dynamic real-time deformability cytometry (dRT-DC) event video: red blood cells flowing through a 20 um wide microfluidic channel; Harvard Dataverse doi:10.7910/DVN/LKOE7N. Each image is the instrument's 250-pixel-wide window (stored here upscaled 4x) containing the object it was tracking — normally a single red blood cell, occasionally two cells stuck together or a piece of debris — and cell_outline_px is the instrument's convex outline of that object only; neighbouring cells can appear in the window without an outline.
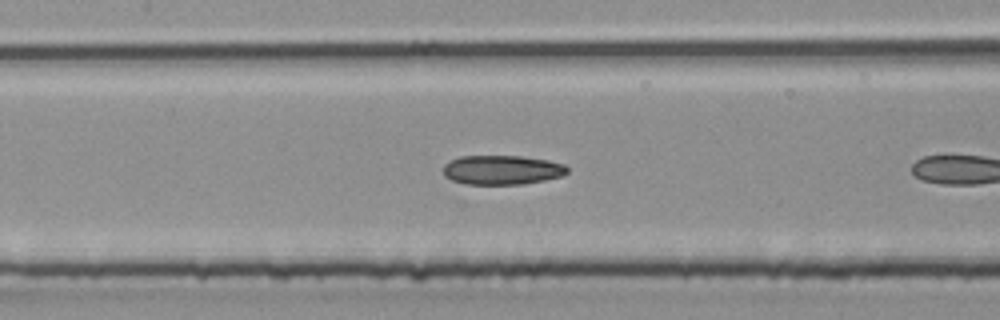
{"species": "common noctule bat (a hibernating species)", "species_latin": "Nyctalus noctula", "temperature_condition": "room temperature", "stored_images_in_passage": 8, "camera_frame_rate_fps": 3000, "um_per_image_px": 0.085, "animal": {"sex": "male", "body_mass_g": 20.4}, "frame": {"image": 1, "passage_image": 7, "time_ms": 2.0, "image_size_px": [1000, 320], "cell_outline_px": [[568, 172], [560, 176], [544, 180], [520, 184], [464, 184], [452, 180], [444, 176], [444, 164], [448, 160], [460, 156], [520, 156], [548, 160], [564, 164], [568, 168]], "centroid_in_image_um": [42.63, 14.44], "position_along_channel_um": 164.8, "area_um2": 21.21}}